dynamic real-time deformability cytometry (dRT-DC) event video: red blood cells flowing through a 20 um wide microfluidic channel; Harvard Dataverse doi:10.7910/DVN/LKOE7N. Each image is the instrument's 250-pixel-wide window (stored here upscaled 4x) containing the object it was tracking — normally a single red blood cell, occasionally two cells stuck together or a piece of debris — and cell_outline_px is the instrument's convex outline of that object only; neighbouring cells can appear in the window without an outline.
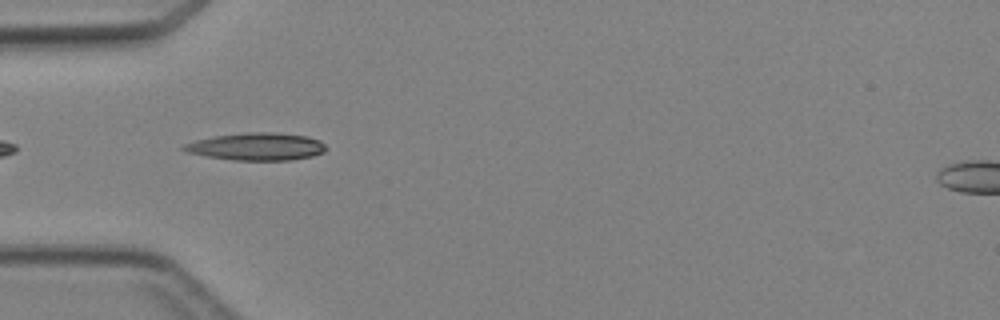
{"species": "Egyptian fruit bat (a non-hibernating species)", "species_latin": "Rousettus aegyptiacus", "temperature_condition": "cold", "stored_images_in_passage": 2, "camera_frame_rate_fps": 3000, "um_per_image_px": 0.085, "animal": {"sex": "female"}, "frame": {"image": 1, "passage_image": 2, "time_ms": 1.333, "image_size_px": [1000, 320], "cell_outline_px": [[328, 148], [324, 152], [312, 156], [292, 160], [232, 160], [184, 152], [180, 148], [184, 144], [196, 140], [216, 136], [244, 132], [272, 132], [308, 136], [320, 140]], "centroid_in_image_um": [21.83, 12.46], "position_along_channel_um": 63.2, "area_um2": 22.89}}